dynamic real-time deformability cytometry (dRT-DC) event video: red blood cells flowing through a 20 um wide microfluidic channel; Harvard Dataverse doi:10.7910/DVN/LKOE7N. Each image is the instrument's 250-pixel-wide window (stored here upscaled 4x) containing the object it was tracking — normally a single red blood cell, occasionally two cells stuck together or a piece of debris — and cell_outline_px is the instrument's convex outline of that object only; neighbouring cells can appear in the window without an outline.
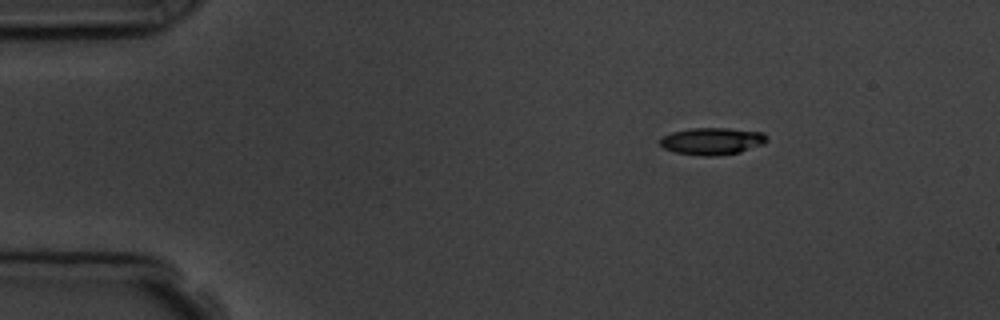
{"species": "common noctule bat (a hibernating species)", "species_latin": "Nyctalus noctula", "temperature_condition": "room temperature", "stored_images_in_passage": 3, "camera_frame_rate_fps": 3000, "um_per_image_px": 0.085, "animal": {"sex": "male", "body_mass_g": 19.5, "forearm_length_mm": 54.6}, "frame": {"image": 1, "passage_image": 1, "time_ms": 0.0, "image_size_px": [1000, 320], "cell_outline_px": [[768, 140], [764, 144], [740, 152], [716, 156], [700, 156], [676, 152], [664, 148], [660, 144], [660, 136], [672, 132], [692, 128], [728, 128], [764, 132], [768, 136]], "centroid_in_image_um": [60.55, 11.99], "position_along_channel_um": 24.4, "area_um2": 17.05}}